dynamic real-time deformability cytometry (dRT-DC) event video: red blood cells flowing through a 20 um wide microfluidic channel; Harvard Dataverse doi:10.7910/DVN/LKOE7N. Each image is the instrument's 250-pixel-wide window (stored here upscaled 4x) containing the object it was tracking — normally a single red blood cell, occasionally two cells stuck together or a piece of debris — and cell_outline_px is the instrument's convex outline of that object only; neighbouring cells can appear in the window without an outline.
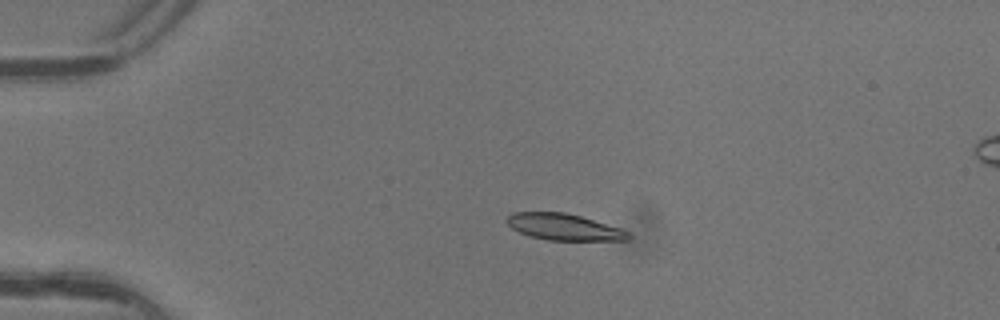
{"species": "common noctule bat (a hibernating species)", "species_latin": "Nyctalus noctula", "temperature_condition": "warm", "stored_images_in_passage": 2, "camera_frame_rate_fps": 3000, "um_per_image_px": 0.085, "animal": {"sex": "female"}, "frame": {"image": 1, "passage_image": 1, "time_ms": 0.0, "image_size_px": [1000, 320], "cell_outline_px": [[632, 236], [628, 240], [548, 240], [528, 236], [512, 228], [508, 224], [508, 216], [512, 212], [564, 212], [580, 216], [620, 228], [628, 232]], "centroid_in_image_um": [47.94, 19.3], "position_along_channel_um": 37.1, "area_um2": 18.55}}